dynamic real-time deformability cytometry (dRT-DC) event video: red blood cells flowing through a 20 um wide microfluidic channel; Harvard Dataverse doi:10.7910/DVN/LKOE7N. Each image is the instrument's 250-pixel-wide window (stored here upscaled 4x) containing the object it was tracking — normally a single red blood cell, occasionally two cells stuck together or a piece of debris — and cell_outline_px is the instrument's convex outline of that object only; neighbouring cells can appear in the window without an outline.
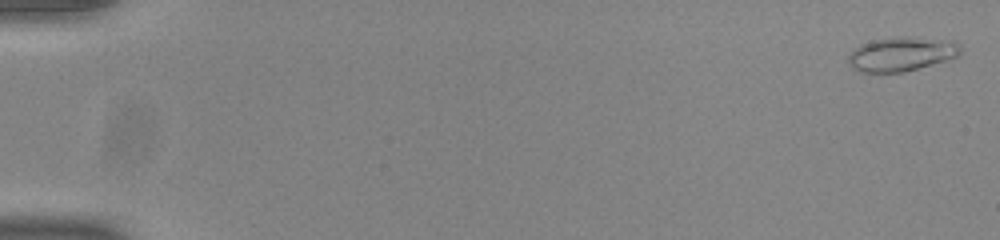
{"species": "common noctule bat (a hibernating species)", "species_latin": "Nyctalus noctula", "temperature_condition": "room temperature", "stored_images_in_passage": 54, "camera_frame_rate_fps": 3000, "um_per_image_px": 0.085, "animal": {"sex": "male", "body_mass_g": 20.0, "forearm_length_mm": 53.3}, "frame": {"image": 1, "passage_image": 1, "time_ms": 0.0, "image_size_px": [1000, 240], "cell_outline_px": [[960, 52], [956, 56], [944, 60], [904, 72], [860, 72], [852, 68], [848, 64], [848, 56], [860, 44], [872, 40], [892, 36], [912, 36], [956, 40], [960, 44]], "centroid_in_image_um": [76.62, 4.56], "position_along_channel_um": 8.4, "area_um2": 22.54}}
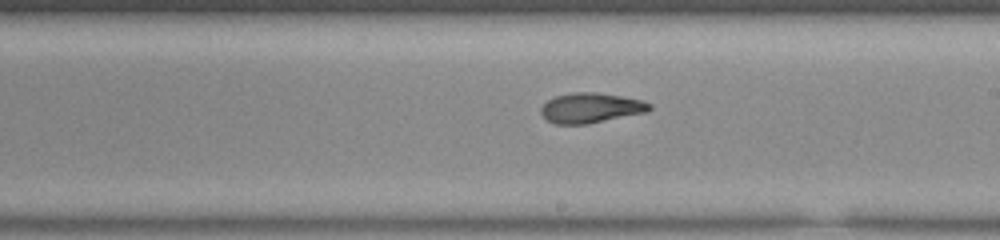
{"frame": {"image": 2, "passage_image": 32, "time_ms": 10.333, "image_size_px": [1000, 240], "cell_outline_px": [[652, 108], [648, 112], [588, 124], [552, 124], [540, 112], [540, 108], [548, 100], [556, 96], [572, 92], [596, 92], [644, 100], [652, 104]], "centroid_in_image_um": [50.25, 9.17], "position_along_channel_um": 238.8, "area_um2": 19.13}}
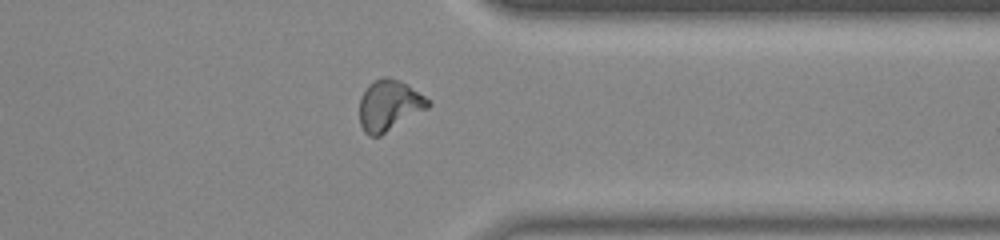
{"frame": {"image": 3, "passage_image": 43, "time_ms": 14.0, "image_size_px": [1000, 240], "cell_outline_px": [[432, 104], [428, 108], [380, 136], [368, 136], [364, 132], [360, 124], [360, 96], [368, 84], [372, 80], [384, 76], [388, 76], [400, 80], [408, 84], [424, 96]], "centroid_in_image_um": [33.06, 8.94], "position_along_channel_um": 378.3, "area_um2": 20.52}, "authors_computed_cell_mechanics": {"area_um2": 19.5653, "velocity_mm_per_s": 3.8901, "shape_relaxation_time_tau1_ms": null, "shape_relaxation_time_tau2_ms": 1.8532, "deformation_change_tau1": null, "deformation_change_tau2": 0.0887}}